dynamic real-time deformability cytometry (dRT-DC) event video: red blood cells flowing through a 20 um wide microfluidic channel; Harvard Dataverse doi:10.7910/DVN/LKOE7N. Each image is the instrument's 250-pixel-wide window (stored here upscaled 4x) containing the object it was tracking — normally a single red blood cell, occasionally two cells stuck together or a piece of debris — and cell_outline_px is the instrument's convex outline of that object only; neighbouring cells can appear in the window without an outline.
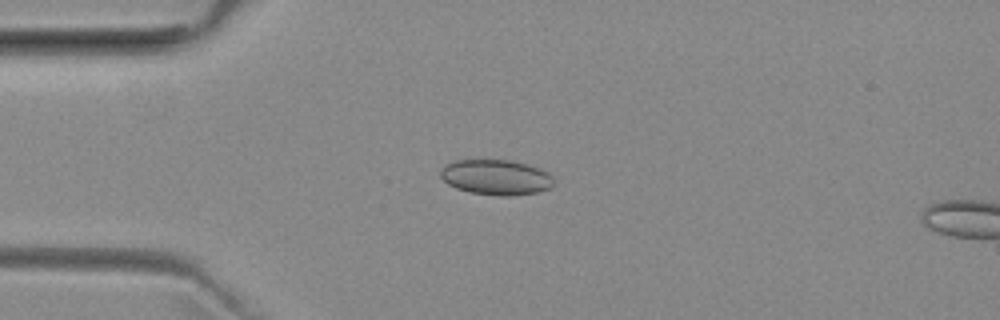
{"species": "common noctule bat (a hibernating species)", "species_latin": "Nyctalus noctula", "temperature_condition": "room temperature", "stored_images_in_passage": 7, "camera_frame_rate_fps": 3000, "um_per_image_px": 0.085, "animal": {"sex": "female", "body_mass_g": 29.2, "forearm_length_mm": 56.3}, "frame": {"image": 1, "passage_image": 4, "time_ms": 1.0, "image_size_px": [1000, 320], "cell_outline_px": [[552, 188], [540, 192], [512, 196], [500, 196], [468, 192], [456, 188], [448, 184], [440, 176], [440, 168], [444, 164], [456, 160], [508, 160], [528, 164], [540, 168], [548, 172], [552, 176]], "centroid_in_image_um": [42.16, 15.07], "position_along_channel_um": 42.8, "area_um2": 23.58}}